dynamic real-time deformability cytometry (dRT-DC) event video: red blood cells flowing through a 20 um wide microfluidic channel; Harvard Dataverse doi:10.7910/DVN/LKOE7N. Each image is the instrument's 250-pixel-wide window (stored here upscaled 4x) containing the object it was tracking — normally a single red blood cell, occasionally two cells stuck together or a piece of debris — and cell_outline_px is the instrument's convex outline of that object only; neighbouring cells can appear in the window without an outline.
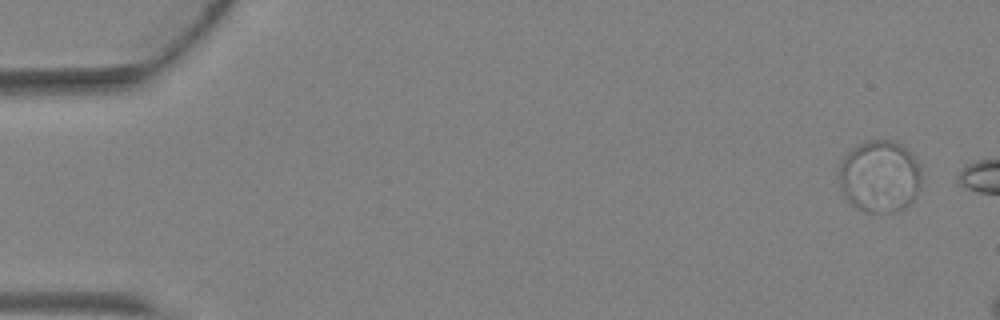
{"species": "Egyptian fruit bat (a non-hibernating species)", "species_latin": "Rousettus aegyptiacus", "temperature_condition": "warm", "stored_images_in_passage": 2, "camera_frame_rate_fps": 3000, "um_per_image_px": 0.085, "animal": {"sex": "female"}, "frame": {"image": 1, "passage_image": 1, "time_ms": 0.0, "image_size_px": [1000, 320], "cell_outline_px": [[920, 180], [912, 200], [904, 208], [896, 212], [864, 212], [856, 208], [848, 200], [844, 192], [840, 180], [840, 164], [844, 156], [856, 144], [868, 140], [892, 140], [908, 148], [912, 152], [920, 164]], "centroid_in_image_um": [74.78, 14.96], "position_along_channel_um": 10.2, "area_um2": 34.56}}